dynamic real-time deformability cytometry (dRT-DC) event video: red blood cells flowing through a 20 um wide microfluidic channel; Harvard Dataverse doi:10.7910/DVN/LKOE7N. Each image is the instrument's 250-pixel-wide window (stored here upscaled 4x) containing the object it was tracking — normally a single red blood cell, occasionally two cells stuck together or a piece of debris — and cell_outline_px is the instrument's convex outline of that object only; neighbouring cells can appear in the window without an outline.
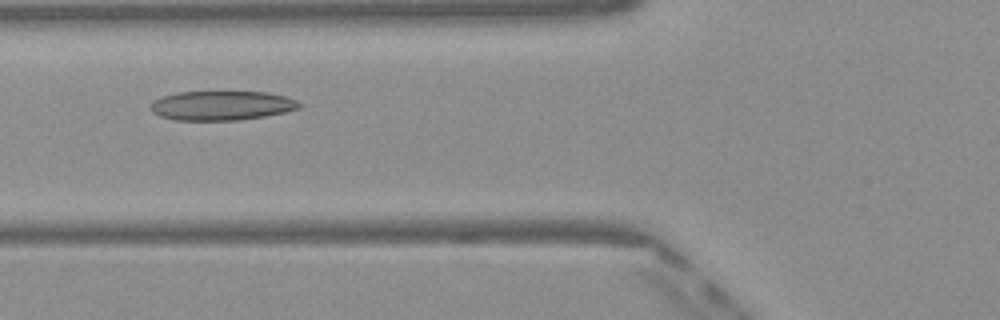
{"species": "Egyptian fruit bat (a non-hibernating species)", "species_latin": "Rousettus aegyptiacus", "temperature_condition": "warm", "stored_images_in_passage": 42, "camera_frame_rate_fps": 3000, "um_per_image_px": 0.085, "frame": {"image": 1, "passage_image": 11, "time_ms": 3.333, "image_size_px": [1000, 320], "cell_outline_px": [[304, 104], [300, 108], [284, 112], [264, 116], [240, 120], [172, 120], [160, 116], [152, 112], [152, 104], [156, 100], [164, 96], [176, 92], [268, 92], [288, 96]], "centroid_in_image_um": [18.9, 8.97], "position_along_channel_um": 106.9, "area_um2": 25.43}}
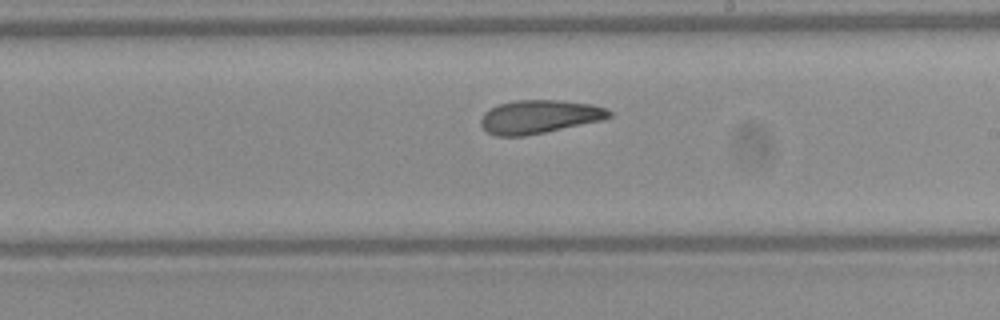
{"frame": {"image": 2, "passage_image": 21, "time_ms": 6.667, "image_size_px": [1000, 320], "cell_outline_px": [[612, 116], [604, 120], [524, 136], [496, 136], [488, 132], [480, 124], [480, 120], [484, 112], [500, 104], [516, 100], [560, 100], [592, 104], [604, 108], [612, 112]], "centroid_in_image_um": [45.85, 9.92], "position_along_channel_um": 243.1, "area_um2": 24.91}}
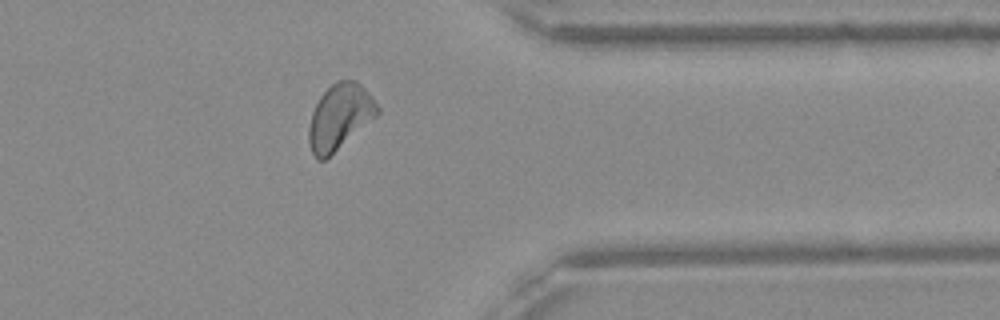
{"frame": {"image": 3, "passage_image": 32, "time_ms": 10.333, "image_size_px": [1000, 320], "cell_outline_px": [[380, 112], [376, 116], [324, 160], [316, 160], [312, 152], [308, 140], [308, 128], [312, 112], [320, 96], [336, 80], [356, 80], [372, 96], [380, 108]], "centroid_in_image_um": [28.86, 9.91], "position_along_channel_um": 382.5, "area_um2": 25.84}, "authors_computed_cell_mechanics": {"area_um2": 25.5476, "velocity_mm_per_s": 4.0802, "shape_relaxation_time_tau1_ms": 9.2963, "shape_relaxation_time_tau2_ms": 2.4236, "deformation_change_tau1": 0.2187, "deformation_change_tau2": 0.1031}}